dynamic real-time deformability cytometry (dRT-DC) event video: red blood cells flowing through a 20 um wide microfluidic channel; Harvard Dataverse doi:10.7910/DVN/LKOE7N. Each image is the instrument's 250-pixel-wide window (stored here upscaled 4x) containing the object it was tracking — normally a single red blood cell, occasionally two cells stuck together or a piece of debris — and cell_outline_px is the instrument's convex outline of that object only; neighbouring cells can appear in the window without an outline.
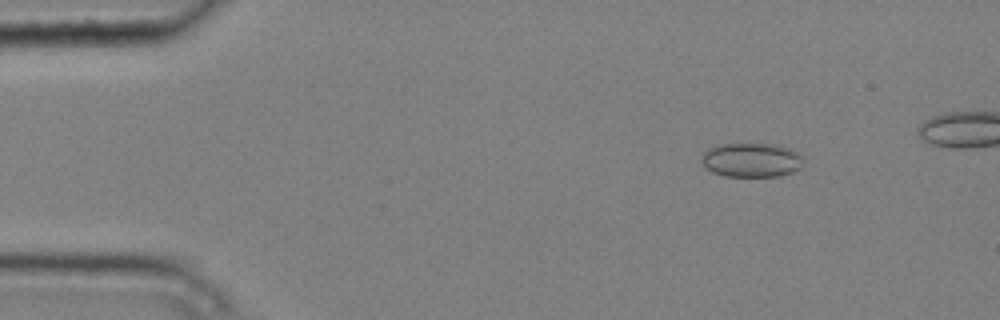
{"species": "common noctule bat (a hibernating species)", "species_latin": "Nyctalus noctula", "temperature_condition": "cold", "stored_images_in_passage": 11, "camera_frame_rate_fps": 3000, "um_per_image_px": 0.085, "animal": {"sex": "male", "body_mass_g": 20.4}, "frame": {"image": 1, "passage_image": 2, "time_ms": 0.333, "image_size_px": [1000, 320], "cell_outline_px": [[804, 156], [800, 168], [792, 172], [780, 176], [724, 176], [712, 172], [700, 160], [700, 156], [708, 148], [716, 144], [772, 144], [788, 148], [800, 152]], "centroid_in_image_um": [63.87, 13.59], "position_along_channel_um": 21.1, "area_um2": 20.46}}
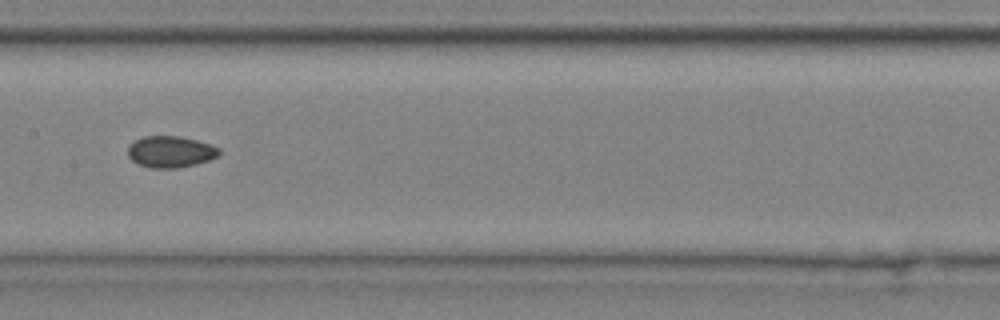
{"frame": {"image": 2, "passage_image": 7, "time_ms": 2.0, "image_size_px": [1000, 320], "cell_outline_px": [[220, 152], [216, 156], [208, 160], [196, 164], [180, 168], [148, 168], [132, 160], [128, 156], [128, 148], [136, 140], [144, 136], [180, 136], [212, 144], [220, 148]], "centroid_in_image_um": [14.51, 12.9], "position_along_channel_um": 192.9, "area_um2": 16.7}}
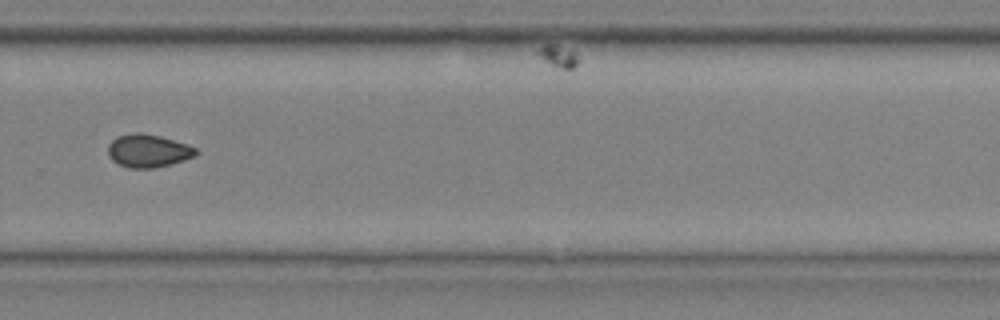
{"frame": {"image": 3, "passage_image": 10, "time_ms": 3.0, "image_size_px": [1000, 320], "cell_outline_px": [[200, 152], [196, 156], [172, 164], [152, 168], [128, 168], [112, 160], [108, 156], [108, 144], [116, 136], [132, 132], [140, 132], [160, 136], [188, 144], [196, 148]], "centroid_in_image_um": [12.6, 12.81], "position_along_channel_um": 317.2, "area_um2": 17.17}}